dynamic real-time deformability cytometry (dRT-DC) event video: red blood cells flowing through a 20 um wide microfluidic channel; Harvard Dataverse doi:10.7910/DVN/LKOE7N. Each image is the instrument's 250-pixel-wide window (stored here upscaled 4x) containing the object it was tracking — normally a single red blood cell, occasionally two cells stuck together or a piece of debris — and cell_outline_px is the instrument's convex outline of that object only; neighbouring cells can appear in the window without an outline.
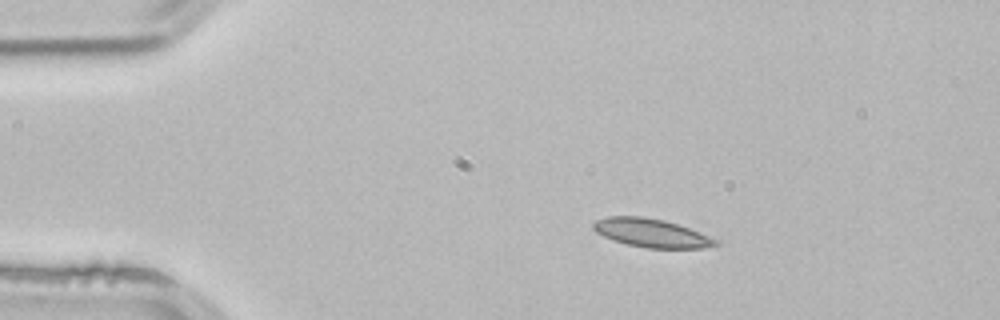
{"species": "common noctule bat (a hibernating species)", "species_latin": "Nyctalus noctula", "temperature_condition": "room temperature", "stored_images_in_passage": 2, "camera_frame_rate_fps": 3000, "um_per_image_px": 0.085, "animal": {"sex": "male", "body_mass_g": 21.5, "forearm_length_mm": 52.0}, "frame": {"image": 1, "passage_image": 1, "time_ms": 0.0, "image_size_px": [1000, 320], "cell_outline_px": [[720, 244], [704, 248], [648, 248], [628, 244], [612, 240], [596, 232], [592, 228], [592, 224], [596, 220], [608, 216], [640, 216], [664, 220], [688, 228], [720, 240]], "centroid_in_image_um": [55.37, 19.8], "position_along_channel_um": 29.6, "area_um2": 20.23}}